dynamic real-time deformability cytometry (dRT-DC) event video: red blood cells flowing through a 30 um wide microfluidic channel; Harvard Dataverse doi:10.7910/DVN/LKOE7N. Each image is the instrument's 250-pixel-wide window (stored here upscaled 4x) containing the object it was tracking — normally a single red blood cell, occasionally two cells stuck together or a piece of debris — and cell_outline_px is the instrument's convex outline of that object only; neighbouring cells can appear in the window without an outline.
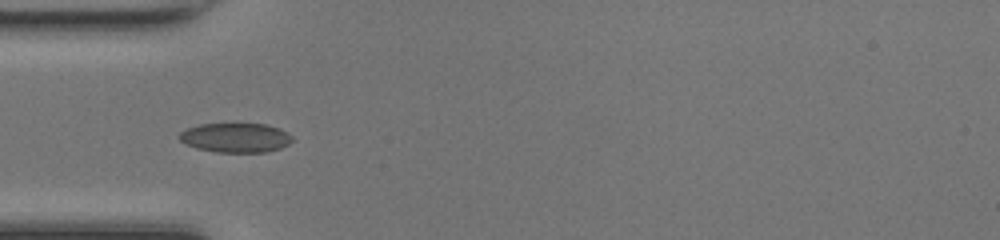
{"species": "common noctule bat (a hibernating species)", "species_latin": "Nyctalus noctula", "temperature_condition": "room temperature", "stored_images_in_passage": 23, "camera_frame_rate_fps": 3000, "um_per_image_px": 0.085, "animal": {"sex": "female", "body_mass_g": 17.0, "forearm_length_mm": 48.0}, "frame": {"image": 1, "passage_image": 3, "time_ms": 0.667, "image_size_px": [1000, 240], "cell_outline_px": [[292, 140], [288, 144], [280, 148], [264, 152], [216, 152], [196, 148], [184, 144], [176, 136], [180, 132], [188, 128], [200, 124], [268, 124], [280, 128], [288, 132], [292, 136]], "centroid_in_image_um": [20.01, 11.7], "position_along_channel_um": 65.0, "area_um2": 19.48}}
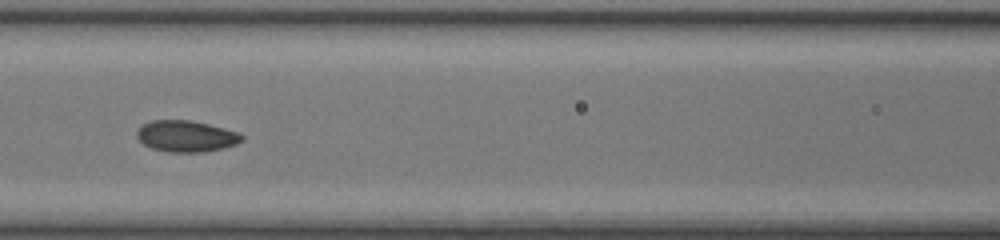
{"frame": {"image": 2, "passage_image": 9, "time_ms": 2.667, "image_size_px": [1000, 240], "cell_outline_px": [[244, 140], [236, 144], [224, 148], [204, 152], [168, 152], [152, 148], [144, 144], [136, 136], [136, 132], [144, 124], [152, 120], [192, 120], [224, 128], [236, 132], [244, 136]], "centroid_in_image_um": [15.84, 11.58], "position_along_channel_um": 150.8, "area_um2": 19.13}}
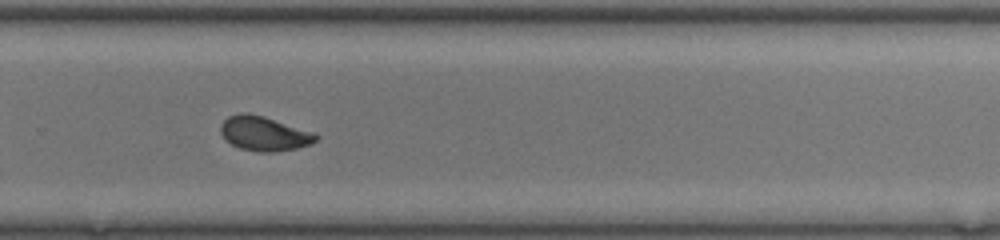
{"frame": {"image": 3, "passage_image": 20, "time_ms": 6.333, "image_size_px": [1000, 240], "cell_outline_px": [[320, 136], [316, 140], [308, 144], [296, 148], [276, 152], [260, 152], [240, 148], [224, 140], [220, 132], [220, 124], [228, 116], [240, 112], [248, 112], [264, 116], [312, 132]], "centroid_in_image_um": [22.39, 11.34], "position_along_channel_um": 307.4, "area_um2": 19.13}}